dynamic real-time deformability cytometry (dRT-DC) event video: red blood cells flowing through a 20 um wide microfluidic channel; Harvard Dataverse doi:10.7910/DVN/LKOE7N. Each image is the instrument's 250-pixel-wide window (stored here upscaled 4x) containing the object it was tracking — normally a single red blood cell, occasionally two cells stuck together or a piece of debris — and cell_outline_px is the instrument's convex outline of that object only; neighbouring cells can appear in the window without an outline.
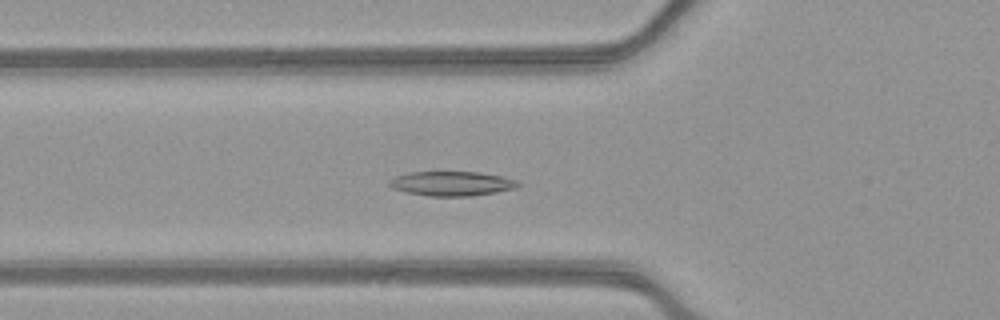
{"species": "common noctule bat (a hibernating species)", "species_latin": "Nyctalus noctula", "temperature_condition": "warm", "stored_images_in_passage": 45, "camera_frame_rate_fps": 3000, "um_per_image_px": 0.085, "animal": {"sex": "female", "body_mass_g": 21.9}, "frame": {"image": 1, "passage_image": 11, "time_ms": 3.333, "image_size_px": [1000, 320], "cell_outline_px": [[524, 184], [516, 188], [496, 192], [472, 196], [428, 196], [404, 192], [392, 188], [388, 184], [388, 180], [396, 176], [408, 172], [480, 172], [500, 176], [516, 180]], "centroid_in_image_um": [38.39, 15.61], "position_along_channel_um": 87.4, "area_um2": 18.55}}
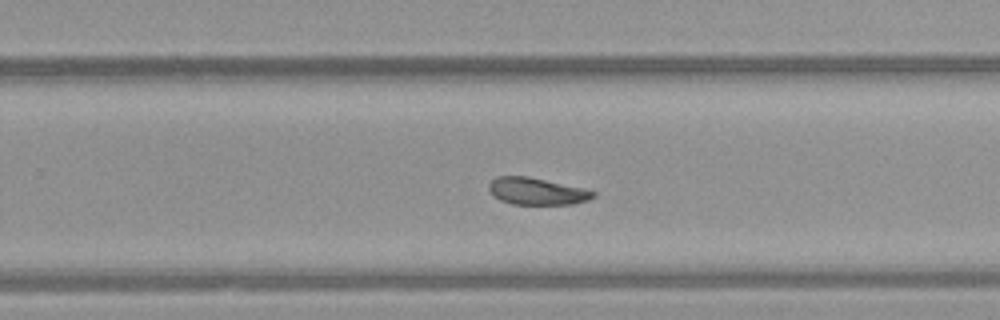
{"frame": {"image": 2, "passage_image": 26, "time_ms": 8.333, "image_size_px": [1000, 320], "cell_outline_px": [[596, 196], [588, 200], [572, 204], [512, 204], [500, 200], [492, 196], [488, 188], [488, 184], [496, 176], [528, 176], [580, 188], [596, 192]], "centroid_in_image_um": [45.57, 16.26], "position_along_channel_um": 284.2, "area_um2": 16.3}}
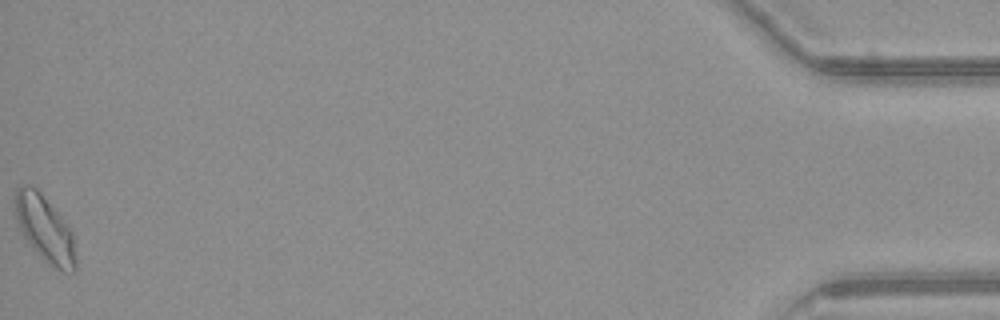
{"frame": {"image": 3, "passage_image": 45, "time_ms": 14.667, "image_size_px": [1000, 320], "cell_outline_px": [[76, 272], [64, 272], [48, 264], [32, 248], [24, 236], [16, 220], [12, 200], [16, 188], [24, 184], [32, 184], [40, 192], [60, 216], [72, 232], [76, 260]], "centroid_in_image_um": [3.77, 19.43], "position_along_channel_um": 431.4, "area_um2": 23.52}, "authors_computed_cell_mechanics": {"area_um2": 17.8602, "velocity_mm_per_s": 3.9195, "shape_relaxation_time_tau1_ms": 6.8013, "shape_relaxation_time_tau2_ms": 5.7067, "deformation_change_tau1": 0.1486, "deformation_change_tau2": 0.1164}}